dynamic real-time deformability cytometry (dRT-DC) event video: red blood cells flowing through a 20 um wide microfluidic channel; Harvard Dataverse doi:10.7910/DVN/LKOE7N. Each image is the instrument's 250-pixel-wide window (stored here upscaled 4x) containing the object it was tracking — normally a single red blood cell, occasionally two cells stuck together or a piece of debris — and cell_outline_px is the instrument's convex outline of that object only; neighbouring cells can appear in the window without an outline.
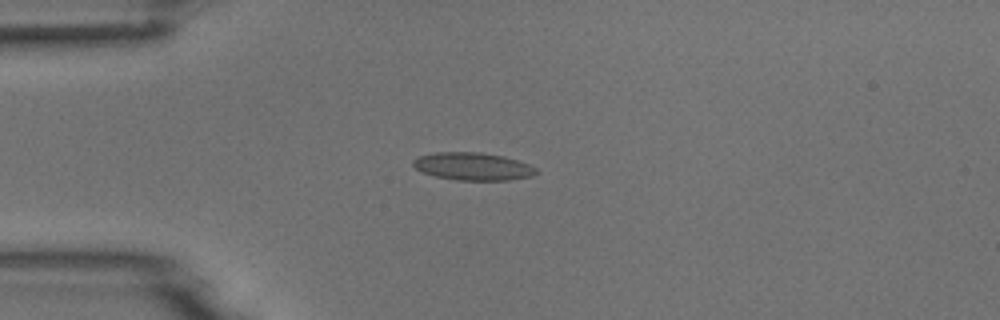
{"species": "common noctule bat (a hibernating species)", "species_latin": "Nyctalus noctula", "temperature_condition": "room temperature", "stored_images_in_passage": 3, "camera_frame_rate_fps": 3000, "um_per_image_px": 0.085, "animal": {"sex": "male", "body_mass_g": 18.8}, "frame": {"image": 1, "passage_image": 1, "time_ms": 0.0, "image_size_px": [1000, 320], "cell_outline_px": [[540, 172], [532, 176], [508, 180], [456, 180], [436, 176], [424, 172], [416, 168], [412, 164], [412, 160], [420, 156], [436, 152], [480, 152], [504, 156], [528, 164], [536, 168]], "centroid_in_image_um": [40.22, 14.14], "position_along_channel_um": 44.8, "area_um2": 19.77}}